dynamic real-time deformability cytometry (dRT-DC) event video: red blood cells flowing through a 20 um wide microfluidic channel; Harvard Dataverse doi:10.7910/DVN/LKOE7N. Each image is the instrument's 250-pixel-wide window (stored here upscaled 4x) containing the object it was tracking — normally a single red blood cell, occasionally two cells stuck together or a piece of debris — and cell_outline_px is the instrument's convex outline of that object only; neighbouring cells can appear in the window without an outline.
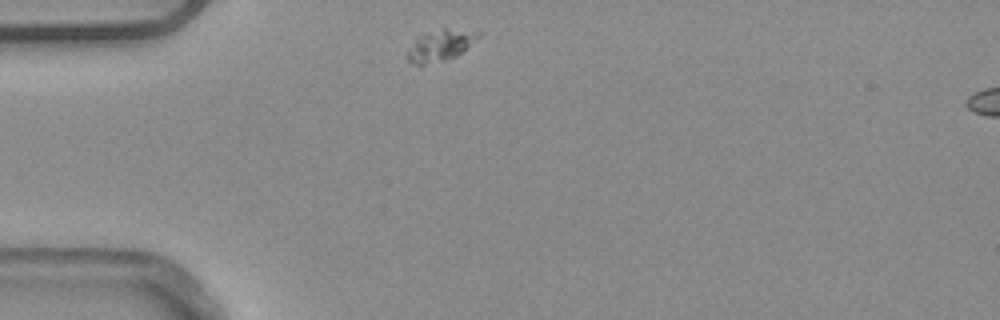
{"species": "common noctule bat (a hibernating species)", "species_latin": "Nyctalus noctula", "temperature_condition": "warm", "stored_images_in_passage": 42, "camera_frame_rate_fps": 3000, "um_per_image_px": 0.085, "animal": {"sex": "male", "body_mass_g": 20.4}, "frame": {"image": 1, "passage_image": 1, "time_ms": 0.0, "image_size_px": [1000, 320], "cell_outline_px": [[480, 36], [456, 56], [448, 60], [420, 68], [412, 64], [408, 60], [408, 52], [416, 40], [420, 36], [428, 32], [444, 28], [480, 32]], "centroid_in_image_um": [37.4, 3.92], "position_along_channel_um": 47.6, "area_um2": 12.89}}
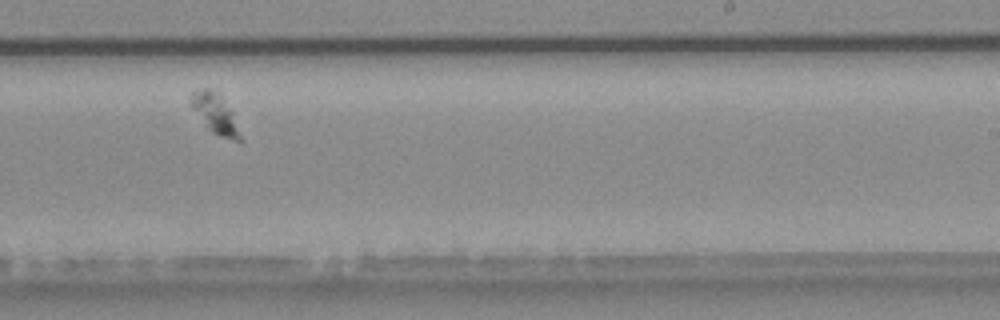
{"frame": {"image": 2, "passage_image": 21, "time_ms": 6.667, "image_size_px": [1000, 320], "cell_outline_px": [[244, 140], [232, 140], [220, 136], [212, 132], [208, 128], [188, 104], [192, 92], [204, 88], [208, 88], [216, 92], [220, 96], [232, 112]], "centroid_in_image_um": [18.28, 9.67], "position_along_channel_um": 270.7, "area_um2": 11.33}}
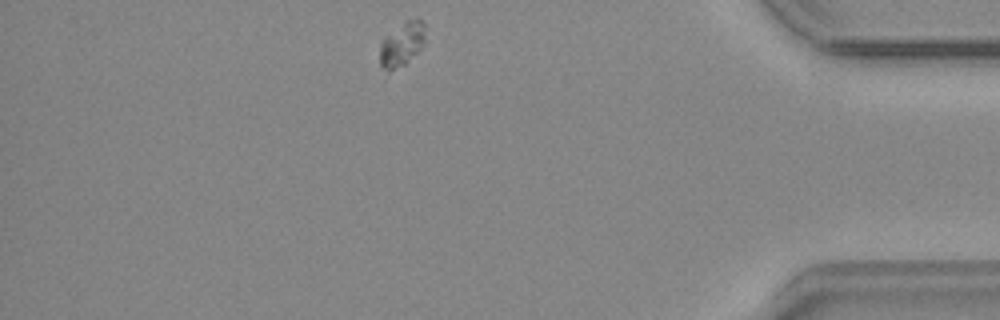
{"frame": {"image": 3, "passage_image": 35, "time_ms": 11.333, "image_size_px": [1000, 320], "cell_outline_px": [[424, 44], [404, 64], [388, 72], [380, 64], [380, 44], [384, 36], [404, 20], [424, 20]], "centroid_in_image_um": [34.13, 3.73], "position_along_channel_um": 401.1, "area_um2": 11.5}}